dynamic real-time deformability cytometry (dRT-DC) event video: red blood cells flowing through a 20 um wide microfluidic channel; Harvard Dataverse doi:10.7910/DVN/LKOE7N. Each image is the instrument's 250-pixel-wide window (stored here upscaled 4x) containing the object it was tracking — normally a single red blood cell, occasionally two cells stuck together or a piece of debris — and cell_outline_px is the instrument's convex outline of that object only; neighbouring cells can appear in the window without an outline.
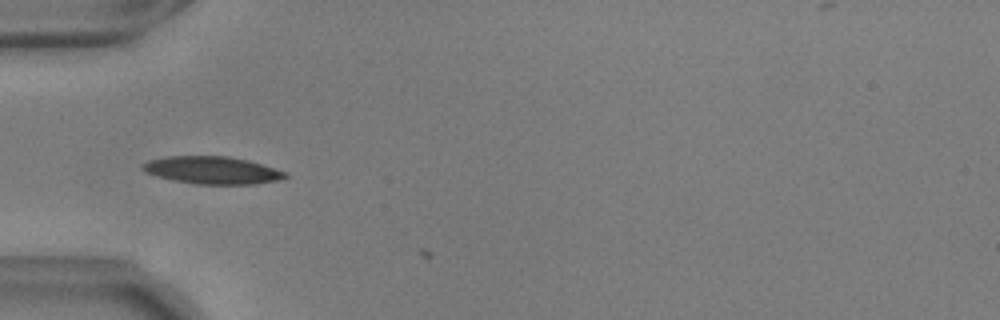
{"species": "common noctule bat (a hibernating species)", "species_latin": "Nyctalus noctula", "temperature_condition": "warm", "stored_images_in_passage": 6, "camera_frame_rate_fps": 3000, "um_per_image_px": 0.085, "animal": {"sex": "male", "body_mass_g": 17.9, "forearm_length_mm": 54.2}, "frame": {"image": 1, "passage_image": 3, "time_ms": 0.667, "image_size_px": [1000, 320], "cell_outline_px": [[288, 176], [276, 180], [256, 184], [196, 184], [156, 176], [144, 172], [140, 168], [140, 164], [148, 160], [168, 156], [228, 156], [248, 160], [288, 172]], "centroid_in_image_um": [18.01, 14.46], "position_along_channel_um": 67.0, "area_um2": 22.89}}